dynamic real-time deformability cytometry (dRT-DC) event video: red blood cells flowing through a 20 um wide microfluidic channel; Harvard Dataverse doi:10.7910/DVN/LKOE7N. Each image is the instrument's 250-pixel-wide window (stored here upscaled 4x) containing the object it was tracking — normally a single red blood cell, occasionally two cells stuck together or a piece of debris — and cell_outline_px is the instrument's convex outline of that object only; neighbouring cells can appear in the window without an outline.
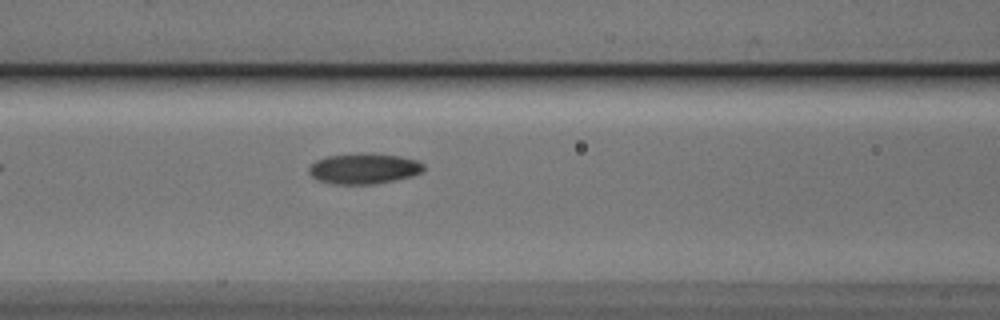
{"species": "Egyptian fruit bat (a non-hibernating species)", "species_latin": "Rousettus aegyptiacus", "temperature_condition": "cold", "stored_images_in_passage": 36, "camera_frame_rate_fps": 3000, "um_per_image_px": 0.085, "animal": {"sex": "male"}, "frame": {"image": 1, "passage_image": 6, "time_ms": 1.667, "image_size_px": [1000, 320], "cell_outline_px": [[424, 172], [412, 176], [396, 180], [376, 184], [332, 184], [316, 180], [308, 172], [308, 168], [316, 160], [324, 156], [360, 152], [364, 152], [400, 156], [416, 160], [424, 164]], "centroid_in_image_um": [30.92, 14.32], "position_along_channel_um": 135.7, "area_um2": 20.92}}
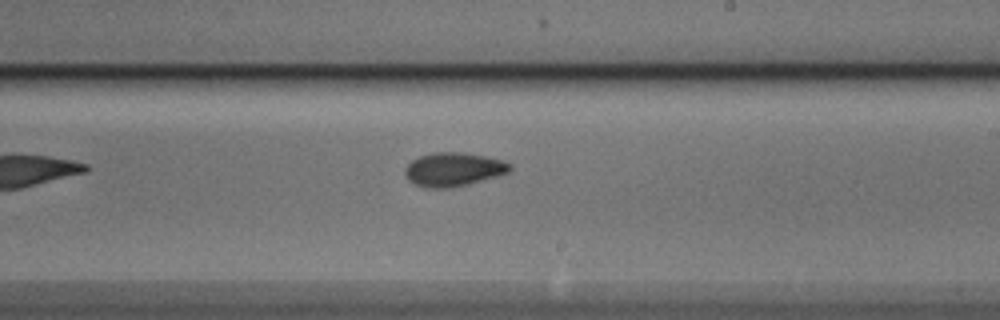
{"frame": {"image": 2, "passage_image": 15, "time_ms": 4.667, "image_size_px": [1000, 320], "cell_outline_px": [[512, 168], [508, 172], [496, 176], [468, 184], [448, 188], [424, 188], [408, 180], [404, 176], [404, 168], [412, 160], [420, 156], [436, 152], [460, 152], [484, 156], [504, 160], [512, 164]], "centroid_in_image_um": [38.52, 14.4], "position_along_channel_um": 250.5, "area_um2": 20.63}}
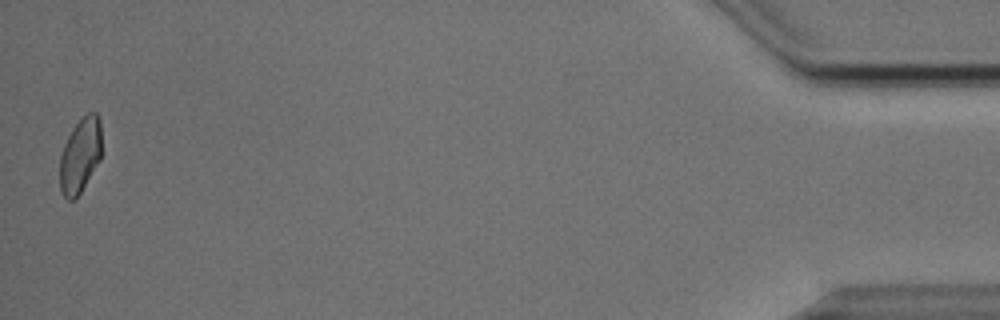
{"frame": {"image": 3, "passage_image": 36, "time_ms": 11.667, "image_size_px": [1000, 320], "cell_outline_px": [[100, 160], [80, 192], [72, 200], [68, 200], [60, 192], [60, 156], [64, 144], [72, 128], [88, 112], [96, 112], [100, 120]], "centroid_in_image_um": [6.8, 13.2], "position_along_channel_um": 428.4, "area_um2": 17.98}, "authors_computed_cell_mechanics": {"area_um2": 19.7098, "velocity_mm_per_s": 3.8283, "shape_relaxation_time_tau1_ms": 2.9152, "shape_relaxation_time_tau2_ms": 3.7673, "deformation_change_tau1": 0.105, "deformation_change_tau2": 0.0771}}